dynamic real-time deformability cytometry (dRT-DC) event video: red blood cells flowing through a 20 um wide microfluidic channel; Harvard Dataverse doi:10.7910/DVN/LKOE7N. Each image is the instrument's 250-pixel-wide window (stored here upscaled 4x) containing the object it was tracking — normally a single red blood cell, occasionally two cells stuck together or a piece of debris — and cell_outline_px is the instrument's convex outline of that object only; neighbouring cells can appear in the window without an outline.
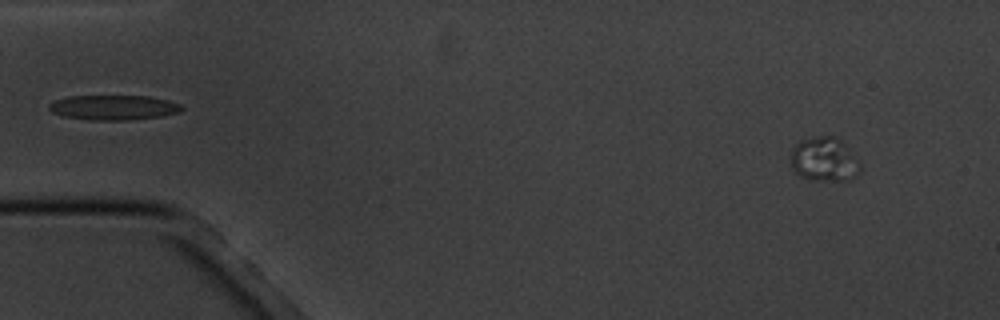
{"species": "common noctule bat (a hibernating species)", "species_latin": "Nyctalus noctula", "temperature_condition": "cold", "stored_images_in_passage": 4, "camera_frame_rate_fps": 3000, "um_per_image_px": 0.085, "animal": {"sex": "male", "body_mass_g": 20.1, "forearm_length_mm": 53.5}, "frame": {"image": 1, "passage_image": 1, "time_ms": 0.0, "image_size_px": [1000, 320], "cell_outline_px": [[860, 172], [852, 180], [812, 180], [800, 176], [792, 168], [792, 152], [796, 144], [800, 140], [816, 136], [832, 136], [840, 140], [844, 144], [860, 164]], "centroid_in_image_um": [70.07, 13.57], "position_along_channel_um": 14.9, "area_um2": 17.63}}
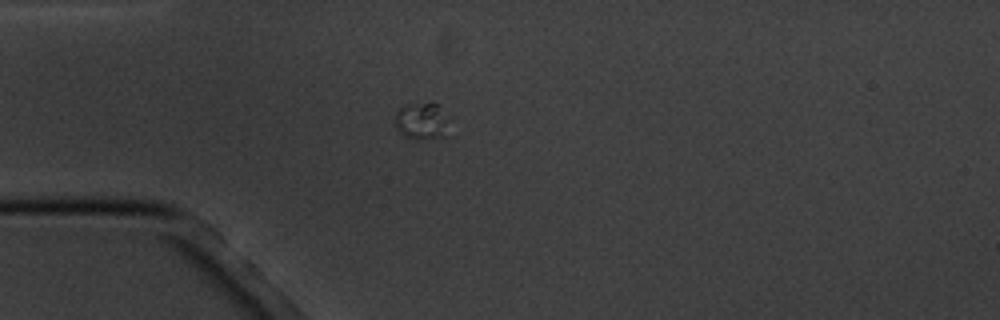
{"frame": {"image": 2, "passage_image": 4, "time_ms": 3.667, "image_size_px": [1000, 320], "cell_outline_px": [[448, 136], [416, 140], [412, 140], [404, 136], [396, 128], [392, 120], [396, 112], [404, 104], [436, 104]], "centroid_in_image_um": [35.67, 10.35], "position_along_channel_um": 49.3, "area_um2": 11.1}}